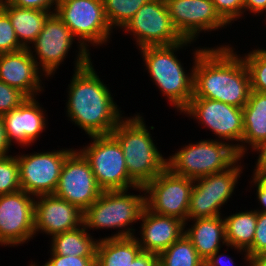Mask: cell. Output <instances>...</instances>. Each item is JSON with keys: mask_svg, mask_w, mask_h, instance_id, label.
Returning a JSON list of instances; mask_svg holds the SVG:
<instances>
[{"mask_svg": "<svg viewBox=\"0 0 266 266\" xmlns=\"http://www.w3.org/2000/svg\"><path fill=\"white\" fill-rule=\"evenodd\" d=\"M38 58L30 49L0 54V80L21 91L27 98L41 91Z\"/></svg>", "mask_w": 266, "mask_h": 266, "instance_id": "cell-19", "label": "cell"}, {"mask_svg": "<svg viewBox=\"0 0 266 266\" xmlns=\"http://www.w3.org/2000/svg\"><path fill=\"white\" fill-rule=\"evenodd\" d=\"M93 142L79 151L87 159L99 187L103 191L128 190L129 187L145 192L129 177L123 150L110 135L90 136Z\"/></svg>", "mask_w": 266, "mask_h": 266, "instance_id": "cell-7", "label": "cell"}, {"mask_svg": "<svg viewBox=\"0 0 266 266\" xmlns=\"http://www.w3.org/2000/svg\"><path fill=\"white\" fill-rule=\"evenodd\" d=\"M111 135L121 145L128 175L137 186L145 187L167 168L140 115L122 119Z\"/></svg>", "mask_w": 266, "mask_h": 266, "instance_id": "cell-3", "label": "cell"}, {"mask_svg": "<svg viewBox=\"0 0 266 266\" xmlns=\"http://www.w3.org/2000/svg\"><path fill=\"white\" fill-rule=\"evenodd\" d=\"M253 13H263L266 10V0H244V9Z\"/></svg>", "mask_w": 266, "mask_h": 266, "instance_id": "cell-42", "label": "cell"}, {"mask_svg": "<svg viewBox=\"0 0 266 266\" xmlns=\"http://www.w3.org/2000/svg\"><path fill=\"white\" fill-rule=\"evenodd\" d=\"M124 28L134 33L139 49L174 45L185 40L173 25L164 0L145 3Z\"/></svg>", "mask_w": 266, "mask_h": 266, "instance_id": "cell-11", "label": "cell"}, {"mask_svg": "<svg viewBox=\"0 0 266 266\" xmlns=\"http://www.w3.org/2000/svg\"><path fill=\"white\" fill-rule=\"evenodd\" d=\"M235 144L218 140H202L188 144L167 159V168L174 174L198 179L229 169L240 160Z\"/></svg>", "mask_w": 266, "mask_h": 266, "instance_id": "cell-6", "label": "cell"}, {"mask_svg": "<svg viewBox=\"0 0 266 266\" xmlns=\"http://www.w3.org/2000/svg\"><path fill=\"white\" fill-rule=\"evenodd\" d=\"M227 246L246 251L253 245L257 211L235 213L224 219Z\"/></svg>", "mask_w": 266, "mask_h": 266, "instance_id": "cell-27", "label": "cell"}, {"mask_svg": "<svg viewBox=\"0 0 266 266\" xmlns=\"http://www.w3.org/2000/svg\"><path fill=\"white\" fill-rule=\"evenodd\" d=\"M35 200V234L40 231L47 235L74 230L83 226L84 212L78 207L54 194L37 196Z\"/></svg>", "mask_w": 266, "mask_h": 266, "instance_id": "cell-17", "label": "cell"}, {"mask_svg": "<svg viewBox=\"0 0 266 266\" xmlns=\"http://www.w3.org/2000/svg\"><path fill=\"white\" fill-rule=\"evenodd\" d=\"M44 116L35 97L26 98L16 109L2 115L10 144L14 139L20 145L36 141L46 127Z\"/></svg>", "mask_w": 266, "mask_h": 266, "instance_id": "cell-21", "label": "cell"}, {"mask_svg": "<svg viewBox=\"0 0 266 266\" xmlns=\"http://www.w3.org/2000/svg\"><path fill=\"white\" fill-rule=\"evenodd\" d=\"M194 180L172 173L168 168L162 171L145 187L146 207L159 215L171 216L188 221V207Z\"/></svg>", "mask_w": 266, "mask_h": 266, "instance_id": "cell-9", "label": "cell"}, {"mask_svg": "<svg viewBox=\"0 0 266 266\" xmlns=\"http://www.w3.org/2000/svg\"><path fill=\"white\" fill-rule=\"evenodd\" d=\"M242 112L244 128L242 144L235 145L240 157H243L247 151L243 143L254 147L259 142L266 140V93L251 91Z\"/></svg>", "mask_w": 266, "mask_h": 266, "instance_id": "cell-23", "label": "cell"}, {"mask_svg": "<svg viewBox=\"0 0 266 266\" xmlns=\"http://www.w3.org/2000/svg\"><path fill=\"white\" fill-rule=\"evenodd\" d=\"M132 230L123 229L111 237L99 239L95 266H131V262L142 252Z\"/></svg>", "mask_w": 266, "mask_h": 266, "instance_id": "cell-22", "label": "cell"}, {"mask_svg": "<svg viewBox=\"0 0 266 266\" xmlns=\"http://www.w3.org/2000/svg\"><path fill=\"white\" fill-rule=\"evenodd\" d=\"M142 240L137 241L143 252L160 254L185 234V222L150 211L146 206L140 216ZM140 241V242H139Z\"/></svg>", "mask_w": 266, "mask_h": 266, "instance_id": "cell-20", "label": "cell"}, {"mask_svg": "<svg viewBox=\"0 0 266 266\" xmlns=\"http://www.w3.org/2000/svg\"><path fill=\"white\" fill-rule=\"evenodd\" d=\"M23 49L16 37L9 16L0 7V54L13 53Z\"/></svg>", "mask_w": 266, "mask_h": 266, "instance_id": "cell-32", "label": "cell"}, {"mask_svg": "<svg viewBox=\"0 0 266 266\" xmlns=\"http://www.w3.org/2000/svg\"><path fill=\"white\" fill-rule=\"evenodd\" d=\"M199 119L220 139L240 141L243 138V112L221 101L192 97L188 106L182 111Z\"/></svg>", "mask_w": 266, "mask_h": 266, "instance_id": "cell-15", "label": "cell"}, {"mask_svg": "<svg viewBox=\"0 0 266 266\" xmlns=\"http://www.w3.org/2000/svg\"><path fill=\"white\" fill-rule=\"evenodd\" d=\"M73 150L16 156L21 190L32 196L54 194L67 156Z\"/></svg>", "mask_w": 266, "mask_h": 266, "instance_id": "cell-13", "label": "cell"}, {"mask_svg": "<svg viewBox=\"0 0 266 266\" xmlns=\"http://www.w3.org/2000/svg\"><path fill=\"white\" fill-rule=\"evenodd\" d=\"M21 190L19 164L16 156L0 158V195Z\"/></svg>", "mask_w": 266, "mask_h": 266, "instance_id": "cell-31", "label": "cell"}, {"mask_svg": "<svg viewBox=\"0 0 266 266\" xmlns=\"http://www.w3.org/2000/svg\"><path fill=\"white\" fill-rule=\"evenodd\" d=\"M191 42L185 39L174 45L140 49L155 84L180 112L188 106L194 95V70L187 75L174 52Z\"/></svg>", "mask_w": 266, "mask_h": 266, "instance_id": "cell-4", "label": "cell"}, {"mask_svg": "<svg viewBox=\"0 0 266 266\" xmlns=\"http://www.w3.org/2000/svg\"><path fill=\"white\" fill-rule=\"evenodd\" d=\"M236 163L229 169L194 180L188 207V219L221 216L219 210L231 197L240 177L241 167ZM239 166V167H238ZM196 182V184H195Z\"/></svg>", "mask_w": 266, "mask_h": 266, "instance_id": "cell-10", "label": "cell"}, {"mask_svg": "<svg viewBox=\"0 0 266 266\" xmlns=\"http://www.w3.org/2000/svg\"><path fill=\"white\" fill-rule=\"evenodd\" d=\"M266 254V213L257 212V225L254 234L253 245L246 251L248 256Z\"/></svg>", "mask_w": 266, "mask_h": 266, "instance_id": "cell-35", "label": "cell"}, {"mask_svg": "<svg viewBox=\"0 0 266 266\" xmlns=\"http://www.w3.org/2000/svg\"><path fill=\"white\" fill-rule=\"evenodd\" d=\"M68 89L70 119L89 136L110 135L123 117L91 61L81 69H75Z\"/></svg>", "mask_w": 266, "mask_h": 266, "instance_id": "cell-2", "label": "cell"}, {"mask_svg": "<svg viewBox=\"0 0 266 266\" xmlns=\"http://www.w3.org/2000/svg\"><path fill=\"white\" fill-rule=\"evenodd\" d=\"M26 98L21 91L0 80V115L16 109Z\"/></svg>", "mask_w": 266, "mask_h": 266, "instance_id": "cell-33", "label": "cell"}, {"mask_svg": "<svg viewBox=\"0 0 266 266\" xmlns=\"http://www.w3.org/2000/svg\"><path fill=\"white\" fill-rule=\"evenodd\" d=\"M255 151H258L259 157L256 164V169L254 170V174L258 172L266 171V140L259 142L254 147H252Z\"/></svg>", "mask_w": 266, "mask_h": 266, "instance_id": "cell-40", "label": "cell"}, {"mask_svg": "<svg viewBox=\"0 0 266 266\" xmlns=\"http://www.w3.org/2000/svg\"><path fill=\"white\" fill-rule=\"evenodd\" d=\"M128 190L103 191L84 211L83 224L90 228H121L140 220L145 196L126 194Z\"/></svg>", "mask_w": 266, "mask_h": 266, "instance_id": "cell-8", "label": "cell"}, {"mask_svg": "<svg viewBox=\"0 0 266 266\" xmlns=\"http://www.w3.org/2000/svg\"><path fill=\"white\" fill-rule=\"evenodd\" d=\"M150 0H103L104 12L111 29L124 28L136 12Z\"/></svg>", "mask_w": 266, "mask_h": 266, "instance_id": "cell-29", "label": "cell"}, {"mask_svg": "<svg viewBox=\"0 0 266 266\" xmlns=\"http://www.w3.org/2000/svg\"><path fill=\"white\" fill-rule=\"evenodd\" d=\"M172 23L184 39L194 40L202 30L225 27L227 23L211 0H166Z\"/></svg>", "mask_w": 266, "mask_h": 266, "instance_id": "cell-16", "label": "cell"}, {"mask_svg": "<svg viewBox=\"0 0 266 266\" xmlns=\"http://www.w3.org/2000/svg\"><path fill=\"white\" fill-rule=\"evenodd\" d=\"M55 13L74 37H80V53L78 52L75 68L81 69L91 61L86 42L100 45L106 43L111 35L103 0H59Z\"/></svg>", "mask_w": 266, "mask_h": 266, "instance_id": "cell-5", "label": "cell"}, {"mask_svg": "<svg viewBox=\"0 0 266 266\" xmlns=\"http://www.w3.org/2000/svg\"><path fill=\"white\" fill-rule=\"evenodd\" d=\"M158 256L159 266H205L185 234Z\"/></svg>", "mask_w": 266, "mask_h": 266, "instance_id": "cell-28", "label": "cell"}, {"mask_svg": "<svg viewBox=\"0 0 266 266\" xmlns=\"http://www.w3.org/2000/svg\"><path fill=\"white\" fill-rule=\"evenodd\" d=\"M87 228L78 227L52 237L51 254L62 256L96 257L98 240L94 241L86 231Z\"/></svg>", "mask_w": 266, "mask_h": 266, "instance_id": "cell-26", "label": "cell"}, {"mask_svg": "<svg viewBox=\"0 0 266 266\" xmlns=\"http://www.w3.org/2000/svg\"><path fill=\"white\" fill-rule=\"evenodd\" d=\"M51 255V259L43 266H95V257Z\"/></svg>", "mask_w": 266, "mask_h": 266, "instance_id": "cell-36", "label": "cell"}, {"mask_svg": "<svg viewBox=\"0 0 266 266\" xmlns=\"http://www.w3.org/2000/svg\"><path fill=\"white\" fill-rule=\"evenodd\" d=\"M254 185L257 186V198L264 207L262 210H257V212L266 213V171L258 172L253 175Z\"/></svg>", "mask_w": 266, "mask_h": 266, "instance_id": "cell-38", "label": "cell"}, {"mask_svg": "<svg viewBox=\"0 0 266 266\" xmlns=\"http://www.w3.org/2000/svg\"><path fill=\"white\" fill-rule=\"evenodd\" d=\"M10 145L12 144H10L7 139L4 119L2 115H0V158L9 156L6 154L9 150Z\"/></svg>", "mask_w": 266, "mask_h": 266, "instance_id": "cell-41", "label": "cell"}, {"mask_svg": "<svg viewBox=\"0 0 266 266\" xmlns=\"http://www.w3.org/2000/svg\"><path fill=\"white\" fill-rule=\"evenodd\" d=\"M73 34L70 29L54 12L44 23L42 31L34 40V47L41 62H36L42 66V71L47 77L53 74L61 64L63 59L73 44ZM39 63V64H38Z\"/></svg>", "mask_w": 266, "mask_h": 266, "instance_id": "cell-18", "label": "cell"}, {"mask_svg": "<svg viewBox=\"0 0 266 266\" xmlns=\"http://www.w3.org/2000/svg\"><path fill=\"white\" fill-rule=\"evenodd\" d=\"M9 4L16 5L22 8L29 9H38L44 11H50L51 7L55 5V9L57 7V3L59 0H6Z\"/></svg>", "mask_w": 266, "mask_h": 266, "instance_id": "cell-37", "label": "cell"}, {"mask_svg": "<svg viewBox=\"0 0 266 266\" xmlns=\"http://www.w3.org/2000/svg\"><path fill=\"white\" fill-rule=\"evenodd\" d=\"M215 10L220 17L227 23L239 18L243 14L244 0H211Z\"/></svg>", "mask_w": 266, "mask_h": 266, "instance_id": "cell-34", "label": "cell"}, {"mask_svg": "<svg viewBox=\"0 0 266 266\" xmlns=\"http://www.w3.org/2000/svg\"><path fill=\"white\" fill-rule=\"evenodd\" d=\"M219 253V250L216 251L209 259H207L204 263H205V266H224L222 263H224V255L225 254H222V255H218ZM226 260V259H225ZM223 261V262H222ZM226 262V261H225ZM228 263H234L233 262V259L229 258L228 260ZM226 266V265H225ZM231 266V265H230Z\"/></svg>", "mask_w": 266, "mask_h": 266, "instance_id": "cell-43", "label": "cell"}, {"mask_svg": "<svg viewBox=\"0 0 266 266\" xmlns=\"http://www.w3.org/2000/svg\"><path fill=\"white\" fill-rule=\"evenodd\" d=\"M247 262L252 266H266V254L248 256Z\"/></svg>", "mask_w": 266, "mask_h": 266, "instance_id": "cell-44", "label": "cell"}, {"mask_svg": "<svg viewBox=\"0 0 266 266\" xmlns=\"http://www.w3.org/2000/svg\"><path fill=\"white\" fill-rule=\"evenodd\" d=\"M131 266H159V256L158 254L141 252L133 262Z\"/></svg>", "mask_w": 266, "mask_h": 266, "instance_id": "cell-39", "label": "cell"}, {"mask_svg": "<svg viewBox=\"0 0 266 266\" xmlns=\"http://www.w3.org/2000/svg\"><path fill=\"white\" fill-rule=\"evenodd\" d=\"M34 212L35 199L24 190L0 195V244L15 246L33 238Z\"/></svg>", "mask_w": 266, "mask_h": 266, "instance_id": "cell-14", "label": "cell"}, {"mask_svg": "<svg viewBox=\"0 0 266 266\" xmlns=\"http://www.w3.org/2000/svg\"><path fill=\"white\" fill-rule=\"evenodd\" d=\"M194 52V95L243 108L251 92L244 60L229 46Z\"/></svg>", "mask_w": 266, "mask_h": 266, "instance_id": "cell-1", "label": "cell"}, {"mask_svg": "<svg viewBox=\"0 0 266 266\" xmlns=\"http://www.w3.org/2000/svg\"><path fill=\"white\" fill-rule=\"evenodd\" d=\"M194 225L185 230L186 237L191 241L198 256L205 262L216 251L220 250V242L227 245L225 224L221 216L194 219Z\"/></svg>", "mask_w": 266, "mask_h": 266, "instance_id": "cell-24", "label": "cell"}, {"mask_svg": "<svg viewBox=\"0 0 266 266\" xmlns=\"http://www.w3.org/2000/svg\"><path fill=\"white\" fill-rule=\"evenodd\" d=\"M243 60L249 72L251 91L266 93V50H253Z\"/></svg>", "mask_w": 266, "mask_h": 266, "instance_id": "cell-30", "label": "cell"}, {"mask_svg": "<svg viewBox=\"0 0 266 266\" xmlns=\"http://www.w3.org/2000/svg\"><path fill=\"white\" fill-rule=\"evenodd\" d=\"M0 7L7 13L16 37L24 49H28L42 31L44 23L53 13L50 11L22 8L0 0ZM31 42V43H30Z\"/></svg>", "mask_w": 266, "mask_h": 266, "instance_id": "cell-25", "label": "cell"}, {"mask_svg": "<svg viewBox=\"0 0 266 266\" xmlns=\"http://www.w3.org/2000/svg\"><path fill=\"white\" fill-rule=\"evenodd\" d=\"M102 192L87 159L80 151L73 150L63 164L54 195L84 212Z\"/></svg>", "mask_w": 266, "mask_h": 266, "instance_id": "cell-12", "label": "cell"}]
</instances>
